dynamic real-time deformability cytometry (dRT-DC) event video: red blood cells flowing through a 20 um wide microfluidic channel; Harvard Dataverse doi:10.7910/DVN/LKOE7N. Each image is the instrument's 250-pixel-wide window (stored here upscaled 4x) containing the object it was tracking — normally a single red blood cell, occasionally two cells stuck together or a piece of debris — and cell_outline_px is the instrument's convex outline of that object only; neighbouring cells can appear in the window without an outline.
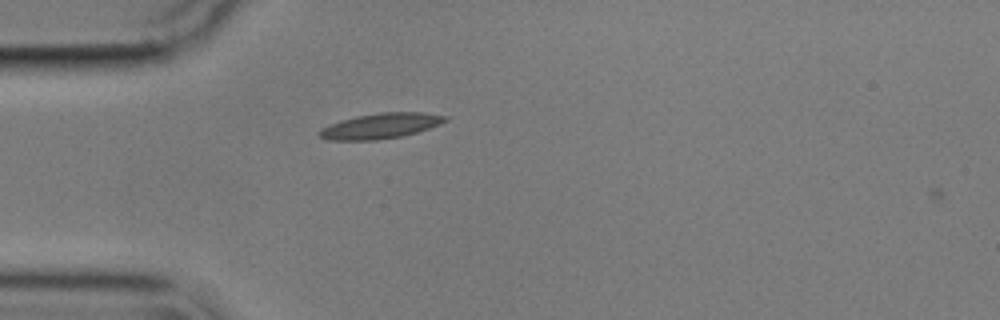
{"species": "common noctule bat (a hibernating species)", "species_latin": "Nyctalus noctula", "temperature_condition": "cold", "stored_images_in_passage": 3, "camera_frame_rate_fps": 3000, "um_per_image_px": 0.085, "animal": {"sex": "male", "body_mass_g": 17.9}, "frame": {"image": 1, "passage_image": 2, "time_ms": 0.333, "image_size_px": [1000, 320], "cell_outline_px": [[448, 120], [440, 124], [416, 132], [400, 136], [376, 140], [328, 140], [320, 136], [316, 132], [320, 128], [340, 120], [356, 116], [380, 112], [424, 112], [448, 116]], "centroid_in_image_um": [32.33, 10.69], "position_along_channel_um": 52.7, "area_um2": 18.61}}